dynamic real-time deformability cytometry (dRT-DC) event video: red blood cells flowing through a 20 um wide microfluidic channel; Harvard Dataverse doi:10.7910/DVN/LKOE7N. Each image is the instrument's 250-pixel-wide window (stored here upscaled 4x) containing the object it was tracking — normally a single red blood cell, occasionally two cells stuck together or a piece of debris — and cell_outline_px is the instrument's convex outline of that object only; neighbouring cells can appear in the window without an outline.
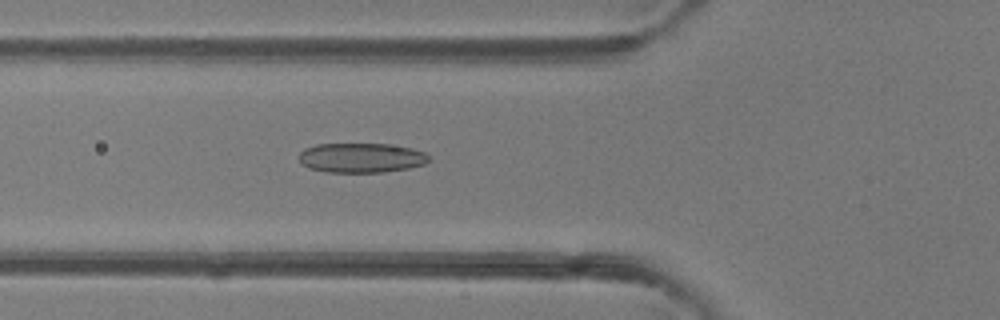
{"species": "common noctule bat (a hibernating species)", "species_latin": "Nyctalus noctula", "temperature_condition": "room temperature", "stored_images_in_passage": 44, "camera_frame_rate_fps": 3000, "um_per_image_px": 0.085, "animal": {"sex": "female"}, "frame": {"image": 1, "passage_image": 14, "time_ms": 4.333, "image_size_px": [1000, 320], "cell_outline_px": [[428, 160], [424, 164], [408, 168], [384, 172], [328, 172], [308, 168], [300, 160], [300, 152], [304, 148], [316, 144], [388, 144], [412, 148], [424, 152], [428, 156]], "centroid_in_image_um": [30.69, 13.41], "position_along_channel_um": 95.1, "area_um2": 22.31}}
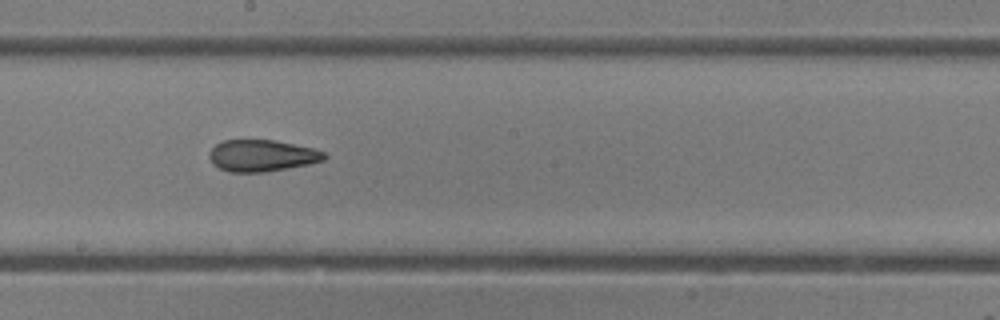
{"frame": {"image": 2, "passage_image": 23, "time_ms": 7.333, "image_size_px": [1000, 320], "cell_outline_px": [[328, 156], [324, 160], [308, 164], [264, 172], [228, 172], [212, 164], [208, 156], [212, 148], [216, 144], [224, 140], [276, 140], [312, 148], [324, 152]], "centroid_in_image_um": [22.24, 13.23], "position_along_channel_um": 226.0, "area_um2": 21.15}}
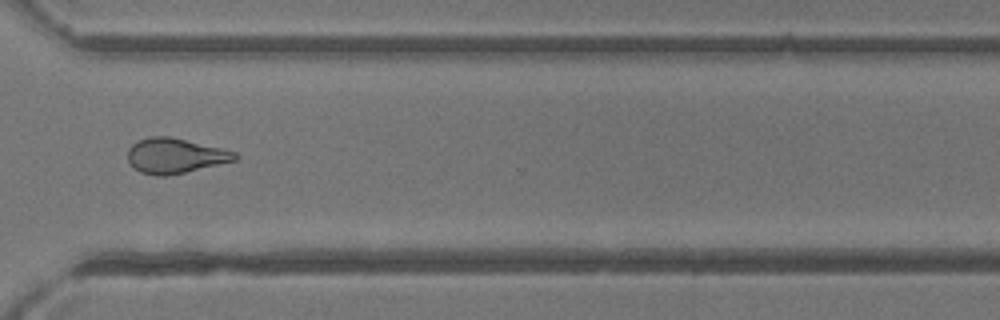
{"frame": {"image": 3, "passage_image": 32, "time_ms": 10.333, "image_size_px": [1000, 320], "cell_outline_px": [[240, 156], [236, 160], [168, 176], [156, 176], [140, 172], [128, 160], [128, 148], [132, 144], [140, 140], [152, 136], [168, 136], [220, 148], [236, 152]], "centroid_in_image_um": [14.88, 13.24], "position_along_channel_um": 355.7, "area_um2": 21.62}, "authors_computed_cell_mechanics": {"area_um2": 22.253, "velocity_mm_per_s": 4.3346, "shape_relaxation_time_tau1_ms": 7.33, "shape_relaxation_time_tau2_ms": 2.4859, "deformation_change_tau1": 0.1738, "deformation_change_tau2": 0.108}}